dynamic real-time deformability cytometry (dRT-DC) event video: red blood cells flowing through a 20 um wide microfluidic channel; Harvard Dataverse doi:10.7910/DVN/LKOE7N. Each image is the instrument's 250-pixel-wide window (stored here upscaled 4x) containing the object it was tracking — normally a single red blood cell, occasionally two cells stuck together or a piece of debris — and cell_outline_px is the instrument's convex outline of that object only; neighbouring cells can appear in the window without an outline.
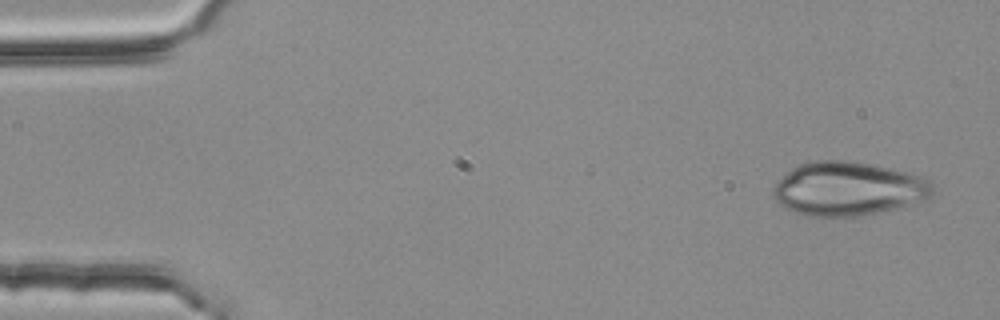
{"species": "common noctule bat (a hibernating species)", "species_latin": "Nyctalus noctula", "temperature_condition": "room temperature", "stored_images_in_passage": 4, "segment_of_instrument_passage": [1, 2], "camera_frame_rate_fps": 3000, "um_per_image_px": 0.085, "animal": {"sex": "female", "body_mass_g": 25.1}, "frame": {"image": 1, "passage_image": 1, "time_ms": 0.0, "image_size_px": [1000, 320], "cell_outline_px": [[932, 196], [900, 208], [856, 216], [808, 216], [784, 208], [772, 196], [772, 188], [776, 180], [792, 168], [800, 164], [812, 160], [848, 160], [888, 168], [920, 176], [928, 180], [932, 184]], "centroid_in_image_um": [72.03, 16.04], "position_along_channel_um": 13.0, "area_um2": 49.88}}